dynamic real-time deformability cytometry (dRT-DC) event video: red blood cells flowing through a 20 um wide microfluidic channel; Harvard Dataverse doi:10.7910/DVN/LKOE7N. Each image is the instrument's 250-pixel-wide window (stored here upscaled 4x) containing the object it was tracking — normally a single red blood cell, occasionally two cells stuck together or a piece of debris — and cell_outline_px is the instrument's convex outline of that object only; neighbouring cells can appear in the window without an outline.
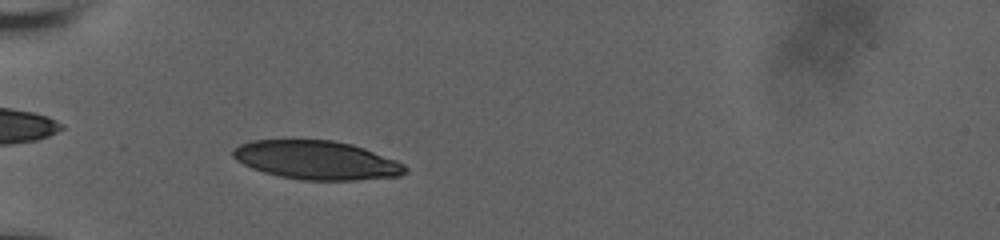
{"species": "human", "species_latin": "Homo sapiens", "temperature_condition": "room temperature", "stored_images_in_passage": 51, "camera_frame_rate_fps": 3000, "um_per_image_px": 0.085, "donor": {"sex": "male"}, "frame": {"image": 1, "passage_image": 13, "time_ms": 4.0, "image_size_px": [1000, 240], "cell_outline_px": [[408, 172], [400, 176], [356, 180], [300, 180], [280, 176], [264, 172], [252, 168], [236, 160], [232, 156], [232, 148], [240, 144], [252, 140], [332, 140], [352, 144], [364, 148], [396, 160], [404, 164], [408, 168]], "centroid_in_image_um": [26.92, 13.61], "position_along_channel_um": 58.1, "area_um2": 38.96}}
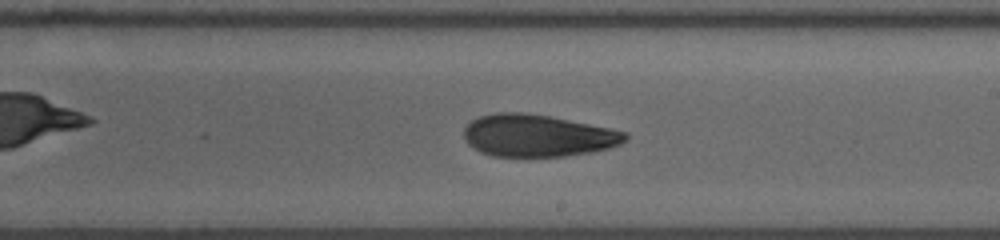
{"frame": {"image": 2, "passage_image": 29, "time_ms": 9.333, "image_size_px": [1000, 240], "cell_outline_px": [[628, 140], [620, 144], [608, 148], [592, 152], [564, 156], [492, 156], [480, 152], [468, 144], [464, 140], [464, 128], [472, 120], [480, 116], [496, 112], [520, 112], [548, 116], [628, 132]], "centroid_in_image_um": [45.68, 11.53], "position_along_channel_um": 243.3, "area_um2": 39.48}}
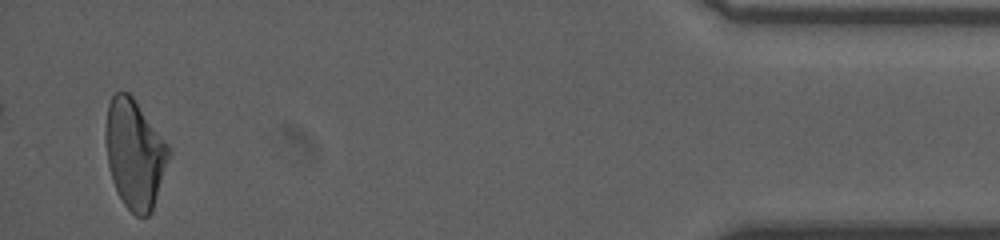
{"frame": {"image": 3, "passage_image": 49, "time_ms": 16.0, "image_size_px": [1000, 240], "cell_outline_px": [[172, 152], [152, 212], [148, 216], [136, 216], [124, 204], [112, 180], [108, 164], [104, 136], [104, 132], [108, 104], [112, 96], [116, 92], [128, 92], [136, 100], [168, 144]], "centroid_in_image_um": [11.46, 13.07], "position_along_channel_um": 423.7, "area_um2": 40.34}, "authors_computed_cell_mechanics": {"area_um2": 39.5352, "velocity_mm_per_s": 3.7553, "shape_relaxation_time_tau1_ms": null, "shape_relaxation_time_tau2_ms": 4.0627, "deformation_change_tau1": null, "deformation_change_tau2": 0.104}}